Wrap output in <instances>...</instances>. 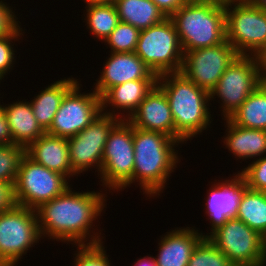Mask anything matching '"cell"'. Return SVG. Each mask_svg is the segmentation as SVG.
I'll list each match as a JSON object with an SVG mask.
<instances>
[{
    "label": "cell",
    "mask_w": 266,
    "mask_h": 266,
    "mask_svg": "<svg viewBox=\"0 0 266 266\" xmlns=\"http://www.w3.org/2000/svg\"><path fill=\"white\" fill-rule=\"evenodd\" d=\"M112 110L100 113L81 132L67 139L70 163L76 175L93 167L100 173L109 132L120 120H124L125 115L124 112L116 115V110Z\"/></svg>",
    "instance_id": "12"
},
{
    "label": "cell",
    "mask_w": 266,
    "mask_h": 266,
    "mask_svg": "<svg viewBox=\"0 0 266 266\" xmlns=\"http://www.w3.org/2000/svg\"><path fill=\"white\" fill-rule=\"evenodd\" d=\"M0 144H12V135L0 103Z\"/></svg>",
    "instance_id": "37"
},
{
    "label": "cell",
    "mask_w": 266,
    "mask_h": 266,
    "mask_svg": "<svg viewBox=\"0 0 266 266\" xmlns=\"http://www.w3.org/2000/svg\"><path fill=\"white\" fill-rule=\"evenodd\" d=\"M15 12L6 2L0 1V38L10 35H23L20 21L16 20ZM19 22V23H18Z\"/></svg>",
    "instance_id": "33"
},
{
    "label": "cell",
    "mask_w": 266,
    "mask_h": 266,
    "mask_svg": "<svg viewBox=\"0 0 266 266\" xmlns=\"http://www.w3.org/2000/svg\"><path fill=\"white\" fill-rule=\"evenodd\" d=\"M193 228H175L164 234L159 241V249L155 262L157 266H187L198 243L206 238Z\"/></svg>",
    "instance_id": "18"
},
{
    "label": "cell",
    "mask_w": 266,
    "mask_h": 266,
    "mask_svg": "<svg viewBox=\"0 0 266 266\" xmlns=\"http://www.w3.org/2000/svg\"><path fill=\"white\" fill-rule=\"evenodd\" d=\"M25 148L16 144H0V181L15 183Z\"/></svg>",
    "instance_id": "30"
},
{
    "label": "cell",
    "mask_w": 266,
    "mask_h": 266,
    "mask_svg": "<svg viewBox=\"0 0 266 266\" xmlns=\"http://www.w3.org/2000/svg\"><path fill=\"white\" fill-rule=\"evenodd\" d=\"M16 205L14 183L0 181V213L9 211Z\"/></svg>",
    "instance_id": "35"
},
{
    "label": "cell",
    "mask_w": 266,
    "mask_h": 266,
    "mask_svg": "<svg viewBox=\"0 0 266 266\" xmlns=\"http://www.w3.org/2000/svg\"><path fill=\"white\" fill-rule=\"evenodd\" d=\"M187 266H234L208 238L195 247Z\"/></svg>",
    "instance_id": "28"
},
{
    "label": "cell",
    "mask_w": 266,
    "mask_h": 266,
    "mask_svg": "<svg viewBox=\"0 0 266 266\" xmlns=\"http://www.w3.org/2000/svg\"><path fill=\"white\" fill-rule=\"evenodd\" d=\"M95 84L94 91L101 97L109 88L130 80L157 79V76L135 52L110 53Z\"/></svg>",
    "instance_id": "15"
},
{
    "label": "cell",
    "mask_w": 266,
    "mask_h": 266,
    "mask_svg": "<svg viewBox=\"0 0 266 266\" xmlns=\"http://www.w3.org/2000/svg\"><path fill=\"white\" fill-rule=\"evenodd\" d=\"M114 5L120 21L139 30L148 29L167 18L151 0H117Z\"/></svg>",
    "instance_id": "24"
},
{
    "label": "cell",
    "mask_w": 266,
    "mask_h": 266,
    "mask_svg": "<svg viewBox=\"0 0 266 266\" xmlns=\"http://www.w3.org/2000/svg\"><path fill=\"white\" fill-rule=\"evenodd\" d=\"M225 28L226 40L239 55L263 58L266 54V11L263 9L248 0L227 1Z\"/></svg>",
    "instance_id": "5"
},
{
    "label": "cell",
    "mask_w": 266,
    "mask_h": 266,
    "mask_svg": "<svg viewBox=\"0 0 266 266\" xmlns=\"http://www.w3.org/2000/svg\"><path fill=\"white\" fill-rule=\"evenodd\" d=\"M135 266H157L155 259L153 256H147L143 258H138L137 263L134 264Z\"/></svg>",
    "instance_id": "38"
},
{
    "label": "cell",
    "mask_w": 266,
    "mask_h": 266,
    "mask_svg": "<svg viewBox=\"0 0 266 266\" xmlns=\"http://www.w3.org/2000/svg\"><path fill=\"white\" fill-rule=\"evenodd\" d=\"M238 55L227 40L213 47L187 51L183 55L180 72L198 87L210 93Z\"/></svg>",
    "instance_id": "14"
},
{
    "label": "cell",
    "mask_w": 266,
    "mask_h": 266,
    "mask_svg": "<svg viewBox=\"0 0 266 266\" xmlns=\"http://www.w3.org/2000/svg\"><path fill=\"white\" fill-rule=\"evenodd\" d=\"M76 82L77 79L70 77L58 79L30 101L34 117L45 132L50 128L64 95Z\"/></svg>",
    "instance_id": "23"
},
{
    "label": "cell",
    "mask_w": 266,
    "mask_h": 266,
    "mask_svg": "<svg viewBox=\"0 0 266 266\" xmlns=\"http://www.w3.org/2000/svg\"><path fill=\"white\" fill-rule=\"evenodd\" d=\"M248 129L266 130V81L264 80L228 118Z\"/></svg>",
    "instance_id": "25"
},
{
    "label": "cell",
    "mask_w": 266,
    "mask_h": 266,
    "mask_svg": "<svg viewBox=\"0 0 266 266\" xmlns=\"http://www.w3.org/2000/svg\"><path fill=\"white\" fill-rule=\"evenodd\" d=\"M21 35H10L0 38V80L12 69L15 60V49L12 40L17 41ZM13 43V44H12Z\"/></svg>",
    "instance_id": "34"
},
{
    "label": "cell",
    "mask_w": 266,
    "mask_h": 266,
    "mask_svg": "<svg viewBox=\"0 0 266 266\" xmlns=\"http://www.w3.org/2000/svg\"><path fill=\"white\" fill-rule=\"evenodd\" d=\"M78 82L64 95L46 133L66 139L74 137L102 113L100 96L94 90L81 94Z\"/></svg>",
    "instance_id": "13"
},
{
    "label": "cell",
    "mask_w": 266,
    "mask_h": 266,
    "mask_svg": "<svg viewBox=\"0 0 266 266\" xmlns=\"http://www.w3.org/2000/svg\"><path fill=\"white\" fill-rule=\"evenodd\" d=\"M133 143L132 183L139 182L147 197L159 196L177 167L179 156L175 146L181 142L160 132L133 127Z\"/></svg>",
    "instance_id": "2"
},
{
    "label": "cell",
    "mask_w": 266,
    "mask_h": 266,
    "mask_svg": "<svg viewBox=\"0 0 266 266\" xmlns=\"http://www.w3.org/2000/svg\"><path fill=\"white\" fill-rule=\"evenodd\" d=\"M213 1H218V2H221V3H226L227 1H230V0H213Z\"/></svg>",
    "instance_id": "42"
},
{
    "label": "cell",
    "mask_w": 266,
    "mask_h": 266,
    "mask_svg": "<svg viewBox=\"0 0 266 266\" xmlns=\"http://www.w3.org/2000/svg\"><path fill=\"white\" fill-rule=\"evenodd\" d=\"M263 70H264V80L266 81V54L262 58Z\"/></svg>",
    "instance_id": "41"
},
{
    "label": "cell",
    "mask_w": 266,
    "mask_h": 266,
    "mask_svg": "<svg viewBox=\"0 0 266 266\" xmlns=\"http://www.w3.org/2000/svg\"><path fill=\"white\" fill-rule=\"evenodd\" d=\"M85 8L87 15L84 19L91 34L97 39L105 41L120 22L115 5L91 4L86 5Z\"/></svg>",
    "instance_id": "27"
},
{
    "label": "cell",
    "mask_w": 266,
    "mask_h": 266,
    "mask_svg": "<svg viewBox=\"0 0 266 266\" xmlns=\"http://www.w3.org/2000/svg\"><path fill=\"white\" fill-rule=\"evenodd\" d=\"M263 81L262 58L238 55L210 92V100L221 99L224 119H228Z\"/></svg>",
    "instance_id": "7"
},
{
    "label": "cell",
    "mask_w": 266,
    "mask_h": 266,
    "mask_svg": "<svg viewBox=\"0 0 266 266\" xmlns=\"http://www.w3.org/2000/svg\"><path fill=\"white\" fill-rule=\"evenodd\" d=\"M251 163L238 174L248 188L266 192V156L257 158Z\"/></svg>",
    "instance_id": "32"
},
{
    "label": "cell",
    "mask_w": 266,
    "mask_h": 266,
    "mask_svg": "<svg viewBox=\"0 0 266 266\" xmlns=\"http://www.w3.org/2000/svg\"><path fill=\"white\" fill-rule=\"evenodd\" d=\"M3 112L12 135V143L21 145L25 149L45 131L37 123L29 101H19L2 105Z\"/></svg>",
    "instance_id": "21"
},
{
    "label": "cell",
    "mask_w": 266,
    "mask_h": 266,
    "mask_svg": "<svg viewBox=\"0 0 266 266\" xmlns=\"http://www.w3.org/2000/svg\"><path fill=\"white\" fill-rule=\"evenodd\" d=\"M164 91L175 125V139L181 144L206 130L212 121L209 112L210 93L198 87L181 72L157 77Z\"/></svg>",
    "instance_id": "3"
},
{
    "label": "cell",
    "mask_w": 266,
    "mask_h": 266,
    "mask_svg": "<svg viewBox=\"0 0 266 266\" xmlns=\"http://www.w3.org/2000/svg\"><path fill=\"white\" fill-rule=\"evenodd\" d=\"M87 5L91 4H115L117 0H84Z\"/></svg>",
    "instance_id": "39"
},
{
    "label": "cell",
    "mask_w": 266,
    "mask_h": 266,
    "mask_svg": "<svg viewBox=\"0 0 266 266\" xmlns=\"http://www.w3.org/2000/svg\"><path fill=\"white\" fill-rule=\"evenodd\" d=\"M74 266H111L103 242L90 245H78Z\"/></svg>",
    "instance_id": "31"
},
{
    "label": "cell",
    "mask_w": 266,
    "mask_h": 266,
    "mask_svg": "<svg viewBox=\"0 0 266 266\" xmlns=\"http://www.w3.org/2000/svg\"><path fill=\"white\" fill-rule=\"evenodd\" d=\"M134 52L157 77L181 71L184 53L169 17L148 29L140 30Z\"/></svg>",
    "instance_id": "6"
},
{
    "label": "cell",
    "mask_w": 266,
    "mask_h": 266,
    "mask_svg": "<svg viewBox=\"0 0 266 266\" xmlns=\"http://www.w3.org/2000/svg\"><path fill=\"white\" fill-rule=\"evenodd\" d=\"M156 6L165 14L170 17L174 14L186 0H151Z\"/></svg>",
    "instance_id": "36"
},
{
    "label": "cell",
    "mask_w": 266,
    "mask_h": 266,
    "mask_svg": "<svg viewBox=\"0 0 266 266\" xmlns=\"http://www.w3.org/2000/svg\"><path fill=\"white\" fill-rule=\"evenodd\" d=\"M208 239L234 266L266 265V239L237 218L228 219Z\"/></svg>",
    "instance_id": "9"
},
{
    "label": "cell",
    "mask_w": 266,
    "mask_h": 266,
    "mask_svg": "<svg viewBox=\"0 0 266 266\" xmlns=\"http://www.w3.org/2000/svg\"><path fill=\"white\" fill-rule=\"evenodd\" d=\"M127 121L136 128L160 132L175 139V125L164 91L156 84Z\"/></svg>",
    "instance_id": "17"
},
{
    "label": "cell",
    "mask_w": 266,
    "mask_h": 266,
    "mask_svg": "<svg viewBox=\"0 0 266 266\" xmlns=\"http://www.w3.org/2000/svg\"><path fill=\"white\" fill-rule=\"evenodd\" d=\"M41 238L36 210L16 205L0 213V266H16Z\"/></svg>",
    "instance_id": "11"
},
{
    "label": "cell",
    "mask_w": 266,
    "mask_h": 266,
    "mask_svg": "<svg viewBox=\"0 0 266 266\" xmlns=\"http://www.w3.org/2000/svg\"><path fill=\"white\" fill-rule=\"evenodd\" d=\"M68 184L64 175L35 162L25 153L14 183L15 200L19 206L36 210L61 195Z\"/></svg>",
    "instance_id": "8"
},
{
    "label": "cell",
    "mask_w": 266,
    "mask_h": 266,
    "mask_svg": "<svg viewBox=\"0 0 266 266\" xmlns=\"http://www.w3.org/2000/svg\"><path fill=\"white\" fill-rule=\"evenodd\" d=\"M235 218L266 239V192L247 187L241 196Z\"/></svg>",
    "instance_id": "26"
},
{
    "label": "cell",
    "mask_w": 266,
    "mask_h": 266,
    "mask_svg": "<svg viewBox=\"0 0 266 266\" xmlns=\"http://www.w3.org/2000/svg\"><path fill=\"white\" fill-rule=\"evenodd\" d=\"M234 178L214 183L208 190L206 200V214H208L211 230L208 238L215 230L221 227L228 219L235 218L238 205L244 190L247 188L243 178L236 174Z\"/></svg>",
    "instance_id": "16"
},
{
    "label": "cell",
    "mask_w": 266,
    "mask_h": 266,
    "mask_svg": "<svg viewBox=\"0 0 266 266\" xmlns=\"http://www.w3.org/2000/svg\"><path fill=\"white\" fill-rule=\"evenodd\" d=\"M227 135L224 144L235 155L236 159L260 158L266 153V130L248 129L224 119Z\"/></svg>",
    "instance_id": "22"
},
{
    "label": "cell",
    "mask_w": 266,
    "mask_h": 266,
    "mask_svg": "<svg viewBox=\"0 0 266 266\" xmlns=\"http://www.w3.org/2000/svg\"><path fill=\"white\" fill-rule=\"evenodd\" d=\"M156 84L157 79H139L113 86L100 97L101 111L105 112L109 106L117 108L116 110L121 109L119 113L122 110L127 111L124 116V120H127Z\"/></svg>",
    "instance_id": "20"
},
{
    "label": "cell",
    "mask_w": 266,
    "mask_h": 266,
    "mask_svg": "<svg viewBox=\"0 0 266 266\" xmlns=\"http://www.w3.org/2000/svg\"><path fill=\"white\" fill-rule=\"evenodd\" d=\"M254 6L266 11V0H248Z\"/></svg>",
    "instance_id": "40"
},
{
    "label": "cell",
    "mask_w": 266,
    "mask_h": 266,
    "mask_svg": "<svg viewBox=\"0 0 266 266\" xmlns=\"http://www.w3.org/2000/svg\"><path fill=\"white\" fill-rule=\"evenodd\" d=\"M25 153L35 162L61 173L68 181L69 178L76 176L70 163L66 138L53 136L45 132L25 149Z\"/></svg>",
    "instance_id": "19"
},
{
    "label": "cell",
    "mask_w": 266,
    "mask_h": 266,
    "mask_svg": "<svg viewBox=\"0 0 266 266\" xmlns=\"http://www.w3.org/2000/svg\"><path fill=\"white\" fill-rule=\"evenodd\" d=\"M134 168L133 126L120 120L109 132L100 170L103 187L119 191L131 185Z\"/></svg>",
    "instance_id": "10"
},
{
    "label": "cell",
    "mask_w": 266,
    "mask_h": 266,
    "mask_svg": "<svg viewBox=\"0 0 266 266\" xmlns=\"http://www.w3.org/2000/svg\"><path fill=\"white\" fill-rule=\"evenodd\" d=\"M105 196L95 191L74 192L69 186L61 195L36 209L41 238L50 237L76 246L101 243V232L99 235L94 231L91 235L90 230L95 226L93 221L103 212Z\"/></svg>",
    "instance_id": "1"
},
{
    "label": "cell",
    "mask_w": 266,
    "mask_h": 266,
    "mask_svg": "<svg viewBox=\"0 0 266 266\" xmlns=\"http://www.w3.org/2000/svg\"><path fill=\"white\" fill-rule=\"evenodd\" d=\"M169 18L174 23L183 53L213 47L226 40L225 3L188 0Z\"/></svg>",
    "instance_id": "4"
},
{
    "label": "cell",
    "mask_w": 266,
    "mask_h": 266,
    "mask_svg": "<svg viewBox=\"0 0 266 266\" xmlns=\"http://www.w3.org/2000/svg\"><path fill=\"white\" fill-rule=\"evenodd\" d=\"M140 30L128 24L120 21L111 34L105 39V43L111 48V52H134Z\"/></svg>",
    "instance_id": "29"
}]
</instances>
